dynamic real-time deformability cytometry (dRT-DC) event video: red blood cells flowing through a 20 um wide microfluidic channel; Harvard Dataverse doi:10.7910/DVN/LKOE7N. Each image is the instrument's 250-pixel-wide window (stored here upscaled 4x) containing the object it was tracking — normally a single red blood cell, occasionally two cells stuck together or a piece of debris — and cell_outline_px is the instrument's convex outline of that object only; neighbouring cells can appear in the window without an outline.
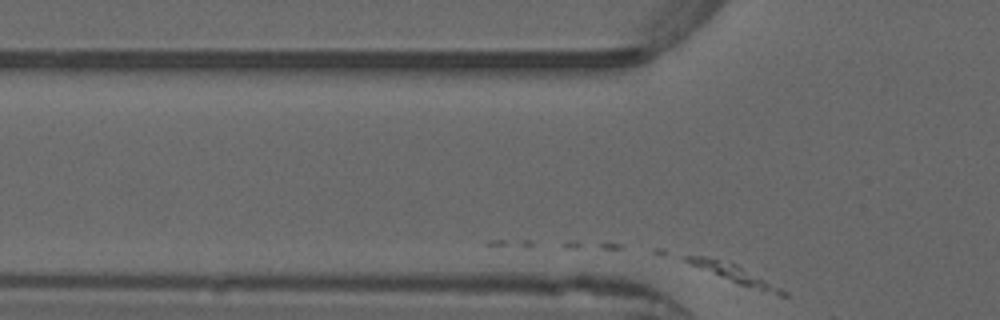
{"species": "common noctule bat (a hibernating species)", "species_latin": "Nyctalus noctula", "temperature_condition": "warm", "stored_images_in_passage": 2, "camera_frame_rate_fps": 3000, "um_per_image_px": 0.085, "animal": {"sex": "male", "forearm_length_mm": 52.5}, "frame": {"image": 1, "passage_image": 2, "time_ms": 0.333, "image_size_px": [1000, 320], "cell_outline_px": [[788, 296], [780, 296], [736, 284], [692, 264], [684, 260], [684, 256], [704, 256], [732, 260], [788, 292]], "centroid_in_image_um": [62.52, 23.28], "position_along_channel_um": 63.3, "area_um2": 10.69}}